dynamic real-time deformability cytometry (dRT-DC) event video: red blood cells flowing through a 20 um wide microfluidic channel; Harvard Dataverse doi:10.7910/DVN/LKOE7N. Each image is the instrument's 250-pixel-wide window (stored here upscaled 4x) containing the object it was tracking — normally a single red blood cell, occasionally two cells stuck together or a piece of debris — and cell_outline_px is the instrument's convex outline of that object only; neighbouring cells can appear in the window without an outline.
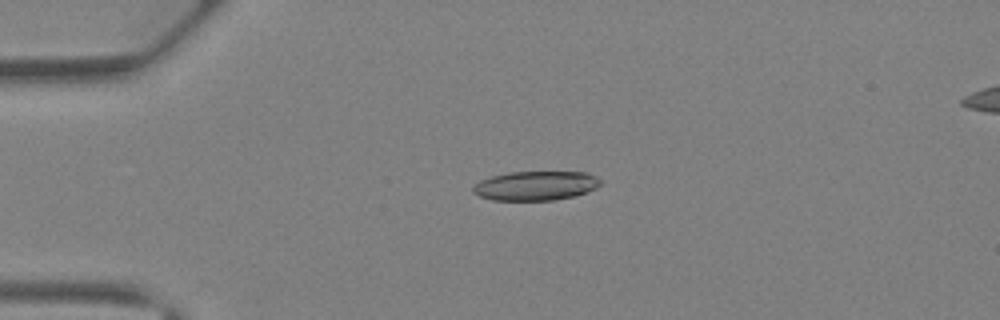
{"species": "Egyptian fruit bat (a non-hibernating species)", "species_latin": "Rousettus aegyptiacus", "temperature_condition": "warm", "stored_images_in_passage": 41, "camera_frame_rate_fps": 3000, "um_per_image_px": 0.085, "animal": {"sex": "female"}, "frame": {"image": 1, "passage_image": 10, "time_ms": 3.0, "image_size_px": [1000, 320], "cell_outline_px": [[600, 184], [596, 188], [576, 196], [556, 200], [492, 200], [480, 196], [472, 192], [472, 188], [480, 180], [492, 176], [508, 172], [588, 172], [596, 176], [600, 180]], "centroid_in_image_um": [45.54, 15.79], "position_along_channel_um": 39.5, "area_um2": 21.79}}
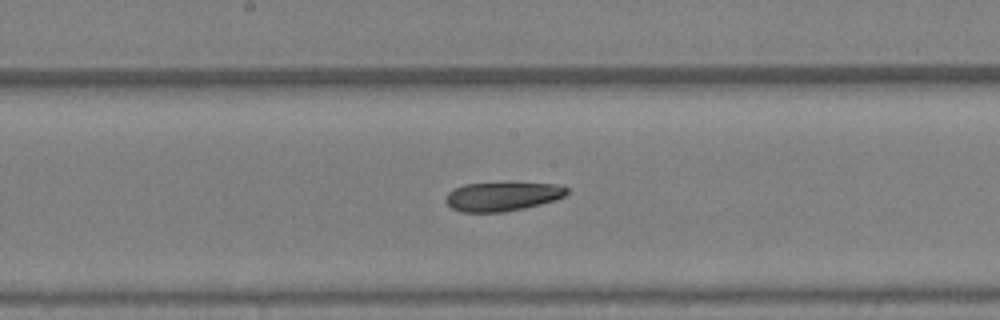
{"frame": {"image": 2, "passage_image": 22, "time_ms": 7.0, "image_size_px": [1000, 320], "cell_outline_px": [[568, 192], [564, 196], [556, 200], [524, 208], [504, 212], [460, 212], [452, 208], [444, 200], [444, 196], [452, 188], [464, 184], [504, 180], [512, 180], [560, 184], [568, 188]], "centroid_in_image_um": [42.71, 16.63], "position_along_channel_um": 205.5, "area_um2": 21.79}}
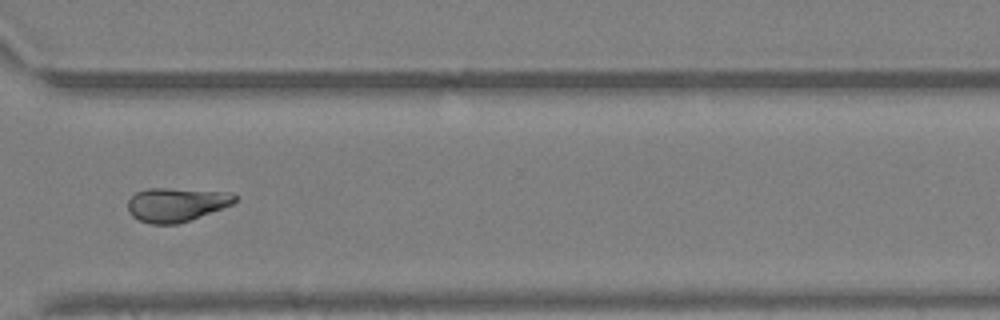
{"frame": {"image": 3, "passage_image": 31, "time_ms": 10.0, "image_size_px": [1000, 320], "cell_outline_px": [[236, 200], [232, 204], [180, 224], [148, 224], [132, 216], [128, 212], [128, 200], [136, 192], [148, 188], [168, 188], [232, 192], [236, 196]], "centroid_in_image_um": [14.97, 17.39], "position_along_channel_um": 355.6, "area_um2": 21.21}}